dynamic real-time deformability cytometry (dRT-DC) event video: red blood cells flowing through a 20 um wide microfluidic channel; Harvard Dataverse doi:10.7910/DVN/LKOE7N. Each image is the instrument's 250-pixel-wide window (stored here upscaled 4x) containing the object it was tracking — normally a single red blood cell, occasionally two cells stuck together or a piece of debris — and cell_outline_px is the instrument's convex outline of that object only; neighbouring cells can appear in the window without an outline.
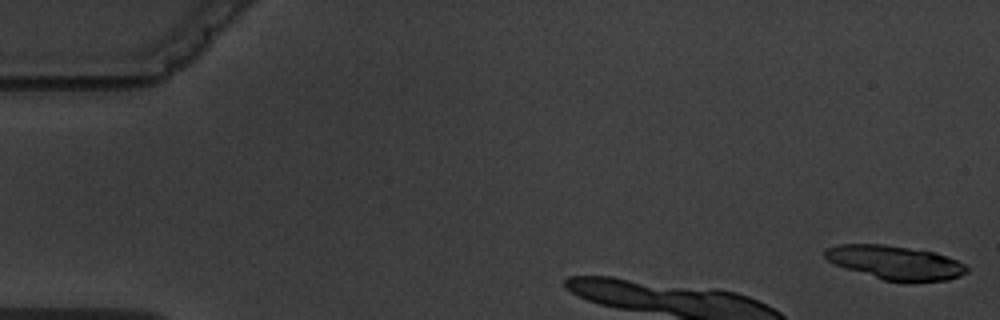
{"species": "common noctule bat (a hibernating species)", "species_latin": "Nyctalus noctula", "temperature_condition": "warm", "stored_images_in_passage": 3, "camera_frame_rate_fps": 3000, "um_per_image_px": 0.085, "animal": {"sex": "male", "body_mass_g": 19.5, "forearm_length_mm": 54.6}, "frame": {"image": 1, "passage_image": 1, "time_ms": 0.0, "image_size_px": [1000, 320], "cell_outline_px": [[968, 272], [960, 276], [948, 280], [908, 284], [884, 280], [836, 264], [828, 260], [824, 256], [824, 252], [828, 248], [840, 244], [884, 244], [936, 252], [956, 260], [964, 264], [968, 268]], "centroid_in_image_um": [76.17, 22.34], "position_along_channel_um": 8.8, "area_um2": 28.15}}